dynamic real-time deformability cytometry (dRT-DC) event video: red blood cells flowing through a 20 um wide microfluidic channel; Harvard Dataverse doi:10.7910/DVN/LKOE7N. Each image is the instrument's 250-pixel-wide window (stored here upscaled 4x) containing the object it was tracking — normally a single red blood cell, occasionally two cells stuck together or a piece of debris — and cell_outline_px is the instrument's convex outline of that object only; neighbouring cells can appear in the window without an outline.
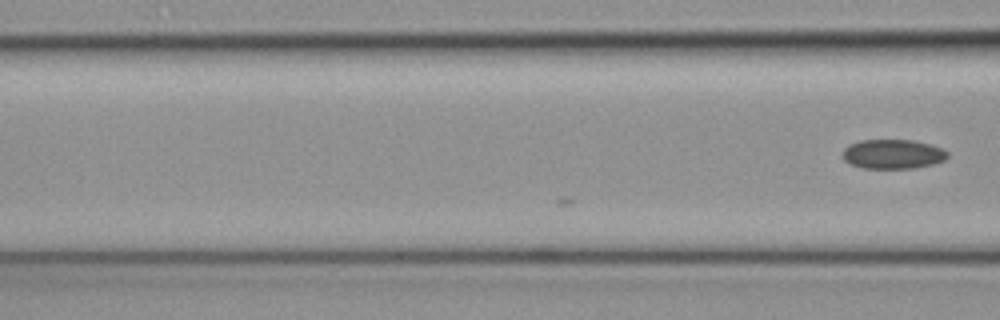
{"species": "common noctule bat (a hibernating species)", "species_latin": "Nyctalus noctula", "temperature_condition": "cold", "stored_images_in_passage": 12, "camera_frame_rate_fps": 3000, "um_per_image_px": 0.085, "animal": {"sex": "female", "body_mass_g": 19.3, "forearm_length_mm": 54.1}, "frame": {"image": 1, "passage_image": 12, "time_ms": 3.667, "image_size_px": [1000, 320], "cell_outline_px": [[948, 156], [944, 160], [932, 164], [912, 168], [860, 168], [848, 164], [844, 160], [844, 148], [860, 140], [912, 140], [928, 144], [940, 148], [948, 152]], "centroid_in_image_um": [75.87, 13.1], "position_along_channel_um": 90.7, "area_um2": 17.8}}